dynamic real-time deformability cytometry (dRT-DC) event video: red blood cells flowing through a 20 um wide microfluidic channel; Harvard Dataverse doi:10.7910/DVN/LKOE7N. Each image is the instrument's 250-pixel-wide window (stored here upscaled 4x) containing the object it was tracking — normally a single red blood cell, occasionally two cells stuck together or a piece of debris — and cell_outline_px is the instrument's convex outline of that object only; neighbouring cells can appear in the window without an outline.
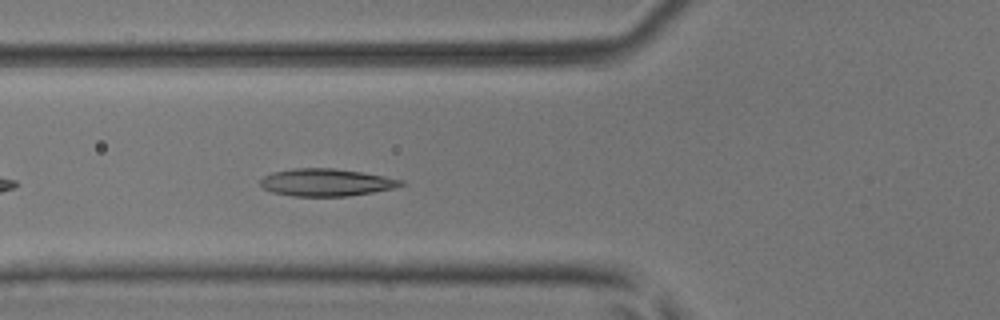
{"species": "common noctule bat (a hibernating species)", "species_latin": "Nyctalus noctula", "temperature_condition": "room temperature", "stored_images_in_passage": 37, "camera_frame_rate_fps": 3000, "um_per_image_px": 0.085, "animal": {"sex": "male", "body_mass_g": 17.9, "forearm_length_mm": 54.2}, "frame": {"image": 1, "passage_image": 5, "time_ms": 1.333, "image_size_px": [1000, 320], "cell_outline_px": [[404, 184], [396, 188], [348, 196], [292, 196], [272, 192], [264, 188], [260, 184], [260, 180], [264, 176], [272, 172], [292, 168], [332, 168], [364, 172], [404, 180]], "centroid_in_image_um": [27.74, 15.5], "position_along_channel_um": 98.1, "area_um2": 22.54}}
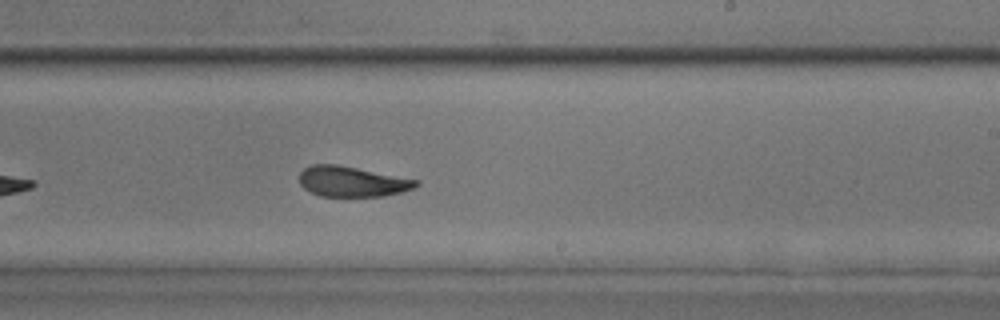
{"frame": {"image": 2, "passage_image": 17, "time_ms": 5.333, "image_size_px": [1000, 320], "cell_outline_px": [[420, 184], [412, 188], [400, 192], [384, 196], [320, 196], [304, 188], [300, 184], [300, 172], [304, 168], [312, 164], [336, 164], [420, 180]], "centroid_in_image_um": [29.92, 15.42], "position_along_channel_um": 259.1, "area_um2": 20.52}}
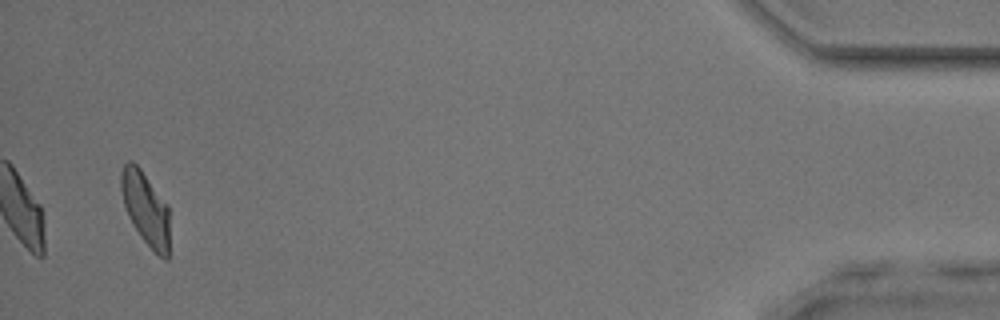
{"frame": {"image": 3, "passage_image": 35, "time_ms": 11.333, "image_size_px": [1000, 320], "cell_outline_px": [[168, 260], [164, 260], [140, 236], [132, 224], [128, 216], [124, 204], [120, 188], [120, 172], [124, 164], [128, 160], [132, 160], [140, 168], [168, 204]], "centroid_in_image_um": [12.35, 17.67], "position_along_channel_um": 422.8, "area_um2": 20.63}, "authors_computed_cell_mechanics": {"area_um2": 21.386, "velocity_mm_per_s": 4.034, "shape_relaxation_time_tau1_ms": 6.3772, "shape_relaxation_time_tau2_ms": 1.5556, "deformation_change_tau1": 0.172, "deformation_change_tau2": 0.0671}}